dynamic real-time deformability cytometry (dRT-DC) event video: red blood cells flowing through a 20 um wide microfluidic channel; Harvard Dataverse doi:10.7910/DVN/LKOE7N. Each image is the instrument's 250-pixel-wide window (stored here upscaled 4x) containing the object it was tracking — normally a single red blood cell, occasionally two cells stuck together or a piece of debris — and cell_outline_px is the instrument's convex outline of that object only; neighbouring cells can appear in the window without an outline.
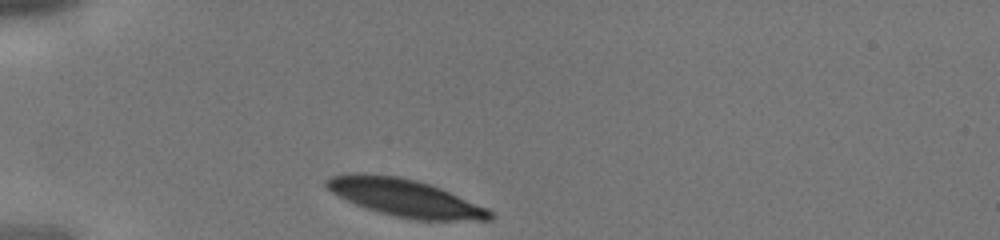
{"species": "human", "species_latin": "Homo sapiens", "temperature_condition": "cold", "stored_images_in_passage": 26, "camera_frame_rate_fps": 3000, "um_per_image_px": 0.085, "donor": {"sex": "male"}, "frame": {"image": 1, "passage_image": 1, "time_ms": 0.0, "image_size_px": [1000, 240], "cell_outline_px": [[496, 216], [492, 220], [412, 220], [364, 208], [332, 192], [324, 184], [324, 180], [332, 176], [348, 172], [364, 172], [400, 176], [432, 184], [488, 208]], "centroid_in_image_um": [34.44, 16.79], "position_along_channel_um": 50.6, "area_um2": 36.07}}
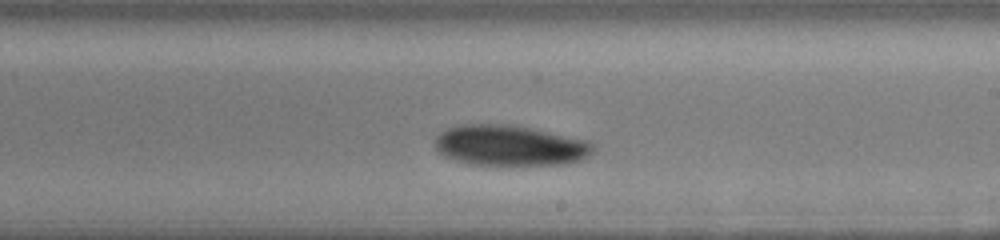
{"frame": {"image": 2, "passage_image": 15, "time_ms": 4.667, "image_size_px": [1000, 240], "cell_outline_px": [[596, 152], [580, 160], [564, 164], [472, 164], [456, 160], [444, 156], [436, 148], [436, 136], [440, 132], [456, 124], [512, 124], [532, 128], [588, 140], [596, 144]], "centroid_in_image_um": [43.39, 12.34], "position_along_channel_um": 245.6, "area_um2": 37.51}}
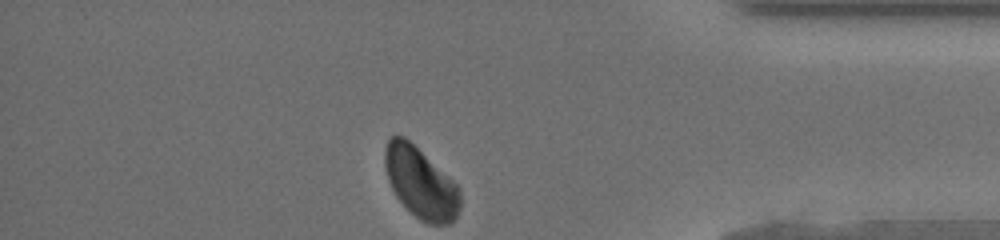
{"frame": {"image": 3, "passage_image": 26, "time_ms": 8.333, "image_size_px": [1000, 240], "cell_outline_px": [[460, 208], [452, 224], [428, 224], [420, 220], [396, 196], [388, 180], [384, 164], [384, 152], [388, 140], [392, 136], [404, 136], [448, 176], [460, 188]], "centroid_in_image_um": [35.76, 15.56], "position_along_channel_um": 399.4, "area_um2": 30.69}}